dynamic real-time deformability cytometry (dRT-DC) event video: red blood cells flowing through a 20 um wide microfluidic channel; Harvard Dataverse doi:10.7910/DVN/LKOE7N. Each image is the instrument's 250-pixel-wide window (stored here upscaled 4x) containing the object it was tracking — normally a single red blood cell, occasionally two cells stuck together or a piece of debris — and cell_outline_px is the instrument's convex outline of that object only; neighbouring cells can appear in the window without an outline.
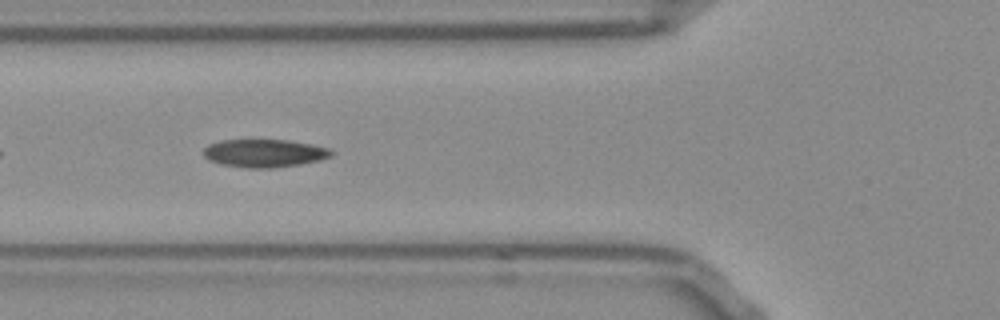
{"species": "Egyptian fruit bat (a non-hibernating species)", "species_latin": "Rousettus aegyptiacus", "temperature_condition": "room temperature", "stored_images_in_passage": 33, "camera_frame_rate_fps": 3000, "um_per_image_px": 0.085, "frame": {"image": 1, "passage_image": 6, "time_ms": 1.667, "image_size_px": [1000, 320], "cell_outline_px": [[336, 152], [332, 156], [320, 160], [300, 164], [272, 168], [248, 168], [220, 164], [208, 160], [204, 156], [204, 148], [208, 144], [220, 140], [292, 140], [312, 144], [328, 148]], "centroid_in_image_um": [22.49, 13.02], "position_along_channel_um": 103.3, "area_um2": 21.04}, "authors_computed_cell_mechanics": {"area_um2": 20.7502, "velocity_mm_per_s": 3.8573, "shape_relaxation_time_tau1_ms": null, "shape_relaxation_time_tau2_ms": 1.9975, "deformation_change_tau1": null, "deformation_change_tau2": 0.0788}}